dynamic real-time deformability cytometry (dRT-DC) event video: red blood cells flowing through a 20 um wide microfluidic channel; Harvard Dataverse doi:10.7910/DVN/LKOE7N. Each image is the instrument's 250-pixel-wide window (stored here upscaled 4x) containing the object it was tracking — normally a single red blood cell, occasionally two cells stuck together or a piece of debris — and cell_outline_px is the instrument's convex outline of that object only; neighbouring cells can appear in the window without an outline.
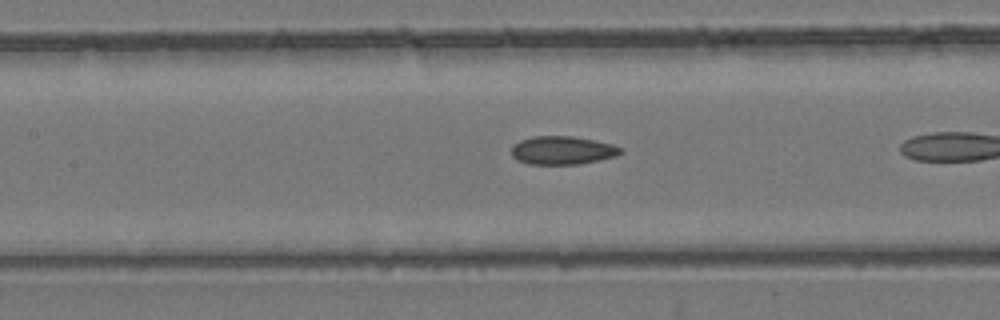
{"species": "common noctule bat (a hibernating species)", "species_latin": "Nyctalus noctula", "temperature_condition": "room temperature", "stored_images_in_passage": 11, "camera_frame_rate_fps": 3000, "um_per_image_px": 0.085, "animal": {"sex": "female", "body_mass_g": 24.6, "forearm_length_mm": 56.2}, "frame": {"image": 1, "passage_image": 10, "time_ms": 3.0, "image_size_px": [1000, 320], "cell_outline_px": [[624, 152], [616, 156], [580, 164], [528, 164], [516, 160], [512, 156], [512, 148], [520, 140], [532, 136], [572, 136], [596, 140], [612, 144], [624, 148]], "centroid_in_image_um": [47.84, 12.77], "position_along_channel_um": 159.6, "area_um2": 18.15}}